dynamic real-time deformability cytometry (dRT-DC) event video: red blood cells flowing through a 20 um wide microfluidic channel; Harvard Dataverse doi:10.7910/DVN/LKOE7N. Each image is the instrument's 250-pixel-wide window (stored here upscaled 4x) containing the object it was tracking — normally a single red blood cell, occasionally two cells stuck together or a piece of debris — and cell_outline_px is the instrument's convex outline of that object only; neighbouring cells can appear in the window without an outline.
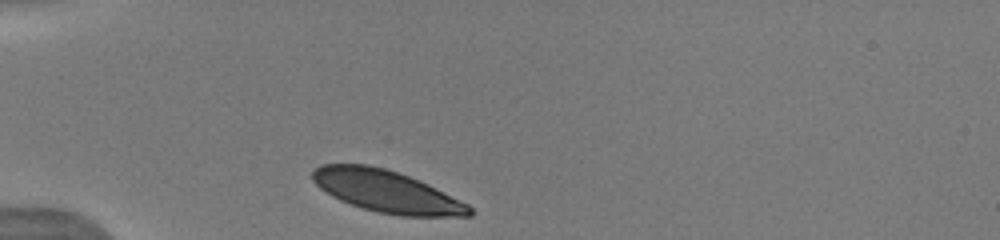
{"species": "human", "species_latin": "Homo sapiens", "temperature_condition": "warm", "stored_images_in_passage": 4, "camera_frame_rate_fps": 3000, "um_per_image_px": 0.085, "donor": {"sex": "male"}, "frame": {"image": 1, "passage_image": 1, "time_ms": 0.0, "image_size_px": [1000, 240], "cell_outline_px": [[472, 216], [400, 216], [376, 212], [340, 200], [332, 196], [320, 188], [312, 180], [312, 172], [320, 164], [368, 164], [384, 168], [408, 176], [428, 184], [468, 204], [472, 208]], "centroid_in_image_um": [32.85, 16.27], "position_along_channel_um": 52.2, "area_um2": 38.15}}